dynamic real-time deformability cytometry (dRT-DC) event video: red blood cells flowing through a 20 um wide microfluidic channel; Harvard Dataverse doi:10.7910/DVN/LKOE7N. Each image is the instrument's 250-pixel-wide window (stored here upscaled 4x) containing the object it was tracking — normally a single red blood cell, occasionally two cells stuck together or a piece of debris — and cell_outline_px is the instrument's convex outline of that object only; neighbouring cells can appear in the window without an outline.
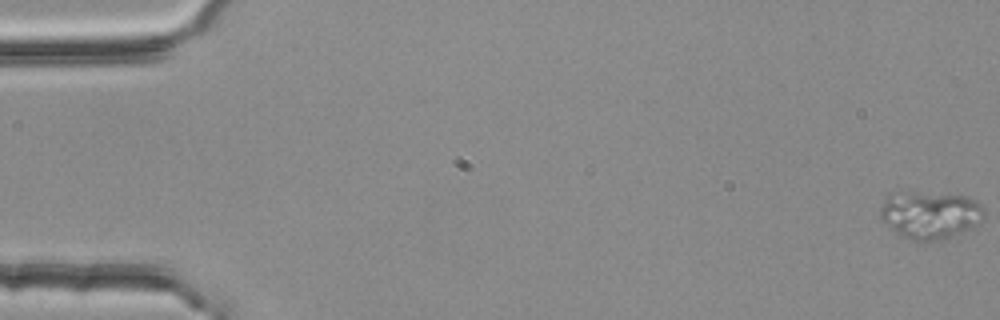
{"species": "common noctule bat (a hibernating species)", "species_latin": "Nyctalus noctula", "temperature_condition": "room temperature", "stored_images_in_passage": 55, "camera_frame_rate_fps": 3000, "um_per_image_px": 0.085, "animal": {"sex": "female", "body_mass_g": 25.1}, "frame": {"image": 1, "passage_image": 1, "time_ms": 0.0, "image_size_px": [1000, 320], "cell_outline_px": [[984, 216], [980, 224], [944, 240], [916, 240], [900, 236], [888, 228], [880, 220], [880, 208], [888, 192], [916, 192], [968, 196], [980, 204], [984, 208]], "centroid_in_image_um": [79.02, 18.26], "position_along_channel_um": 6.0, "area_um2": 29.25}}
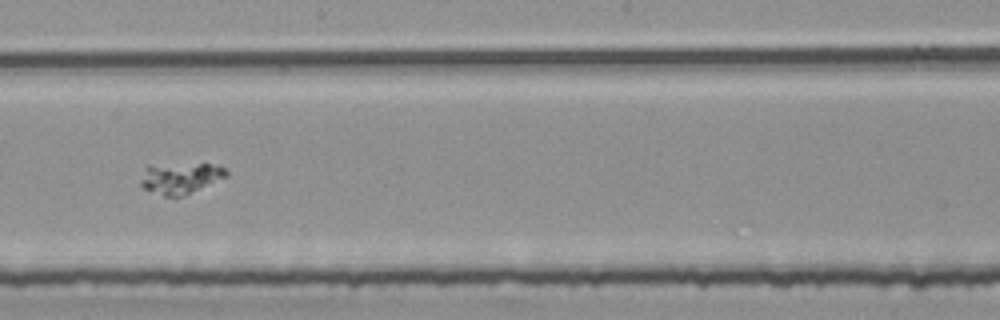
{"frame": {"image": 2, "passage_image": 32, "time_ms": 10.333, "image_size_px": [1000, 320], "cell_outline_px": [[228, 176], [180, 196], [164, 196], [144, 188], [140, 184], [140, 180], [148, 164], [208, 164], [224, 168], [228, 172]], "centroid_in_image_um": [15.29, 15.12], "position_along_channel_um": 232.9, "area_um2": 15.14}}
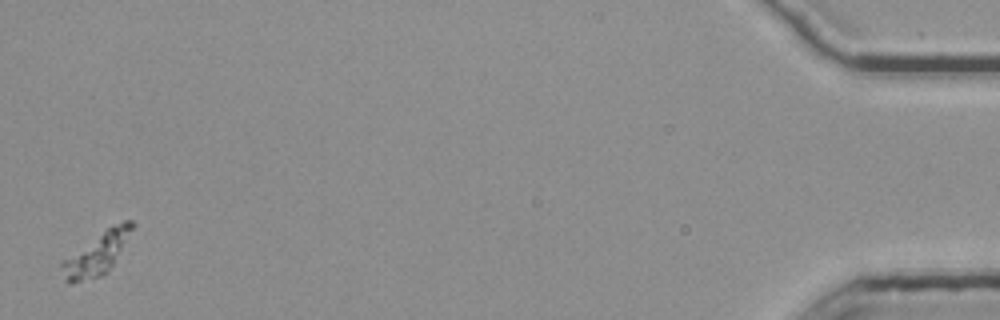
{"frame": {"image": 3, "passage_image": 55, "time_ms": 18.0, "image_size_px": [1000, 320], "cell_outline_px": [[136, 224], [108, 272], [100, 276], [72, 284], [68, 284], [60, 264], [60, 260], [108, 228], [124, 220], [132, 220]], "centroid_in_image_um": [8.22, 21.57], "position_along_channel_um": 427.0, "area_um2": 17.05}}